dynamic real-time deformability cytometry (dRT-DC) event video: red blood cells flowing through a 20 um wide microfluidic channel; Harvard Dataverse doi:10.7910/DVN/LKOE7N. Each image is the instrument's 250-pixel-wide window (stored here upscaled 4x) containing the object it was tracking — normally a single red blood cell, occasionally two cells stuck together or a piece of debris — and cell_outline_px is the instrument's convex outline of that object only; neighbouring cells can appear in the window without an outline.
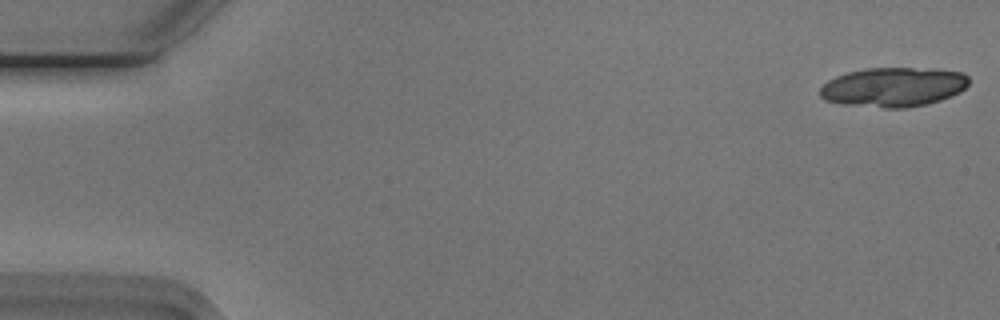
{"species": "Egyptian fruit bat (a non-hibernating species)", "species_latin": "Rousettus aegyptiacus", "temperature_condition": "cold", "stored_images_in_passage": 19, "camera_frame_rate_fps": 3000, "um_per_image_px": 0.085, "animal": {"sex": "male"}, "frame": {"image": 1, "passage_image": 1, "time_ms": 0.0, "image_size_px": [1000, 320], "cell_outline_px": [[968, 84], [960, 92], [940, 100], [928, 104], [908, 108], [884, 108], [840, 104], [824, 100], [820, 96], [820, 88], [828, 80], [836, 76], [848, 72], [868, 68], [936, 68], [964, 72], [968, 76]], "centroid_in_image_um": [75.95, 7.4], "position_along_channel_um": 9.1, "area_um2": 34.56}}